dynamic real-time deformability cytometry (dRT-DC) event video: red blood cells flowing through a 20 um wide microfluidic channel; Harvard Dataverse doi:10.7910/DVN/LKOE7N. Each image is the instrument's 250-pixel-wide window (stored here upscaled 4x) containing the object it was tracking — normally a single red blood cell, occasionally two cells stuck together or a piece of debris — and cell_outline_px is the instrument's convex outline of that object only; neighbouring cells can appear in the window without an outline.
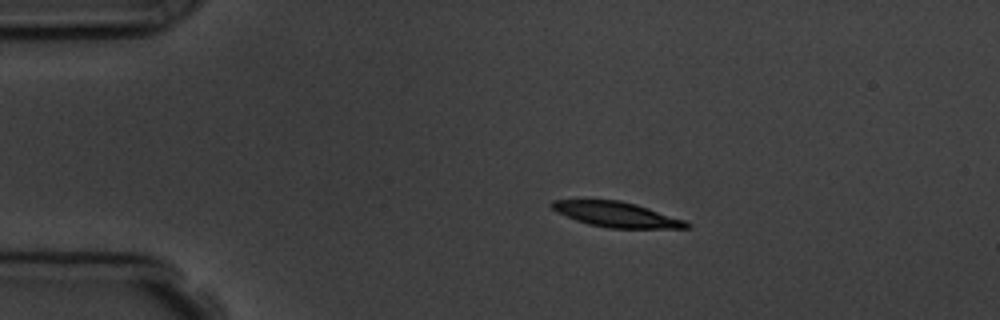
{"species": "common noctule bat (a hibernating species)", "species_latin": "Nyctalus noctula", "temperature_condition": "room temperature", "stored_images_in_passage": 9, "camera_frame_rate_fps": 3000, "um_per_image_px": 0.085, "animal": {"sex": "male", "body_mass_g": 19.5, "forearm_length_mm": 54.6}, "frame": {"image": 1, "passage_image": 1, "time_ms": 0.0, "image_size_px": [1000, 320], "cell_outline_px": [[692, 228], [608, 228], [588, 224], [576, 220], [556, 212], [548, 204], [552, 200], [620, 200], [636, 204], [684, 220], [692, 224]], "centroid_in_image_um": [52.39, 18.23], "position_along_channel_um": 32.6, "area_um2": 19.71}}
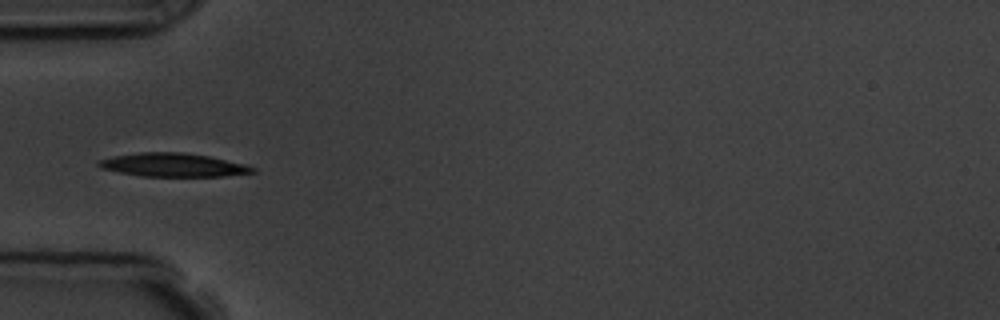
{"frame": {"image": 2, "passage_image": 3, "time_ms": 2.333, "image_size_px": [1000, 320], "cell_outline_px": [[256, 172], [224, 176], [140, 176], [100, 168], [96, 164], [100, 160], [112, 156], [140, 152], [184, 152], [208, 156], [244, 164], [256, 168]], "centroid_in_image_um": [14.7, 14.02], "position_along_channel_um": 70.3, "area_um2": 20.98}}
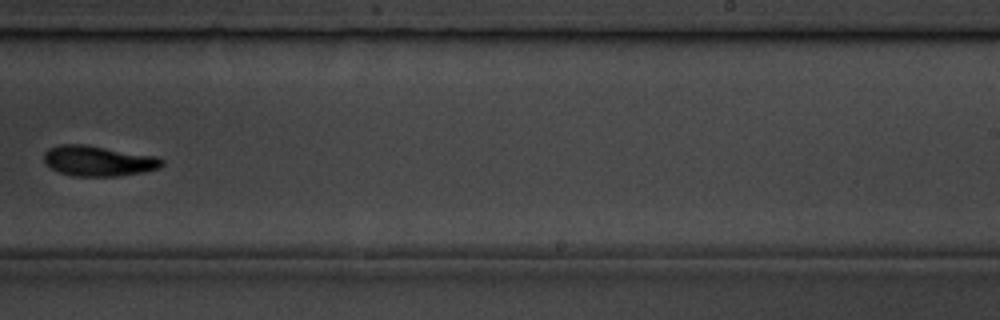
{"frame": {"image": 3, "passage_image": 8, "time_ms": 8.0, "image_size_px": [1000, 320], "cell_outline_px": [[164, 164], [160, 168], [144, 172], [116, 176], [72, 176], [60, 172], [44, 164], [44, 152], [48, 148], [60, 144], [84, 144], [160, 156], [164, 160]], "centroid_in_image_um": [8.39, 13.67], "position_along_channel_um": 280.6, "area_um2": 21.21}}